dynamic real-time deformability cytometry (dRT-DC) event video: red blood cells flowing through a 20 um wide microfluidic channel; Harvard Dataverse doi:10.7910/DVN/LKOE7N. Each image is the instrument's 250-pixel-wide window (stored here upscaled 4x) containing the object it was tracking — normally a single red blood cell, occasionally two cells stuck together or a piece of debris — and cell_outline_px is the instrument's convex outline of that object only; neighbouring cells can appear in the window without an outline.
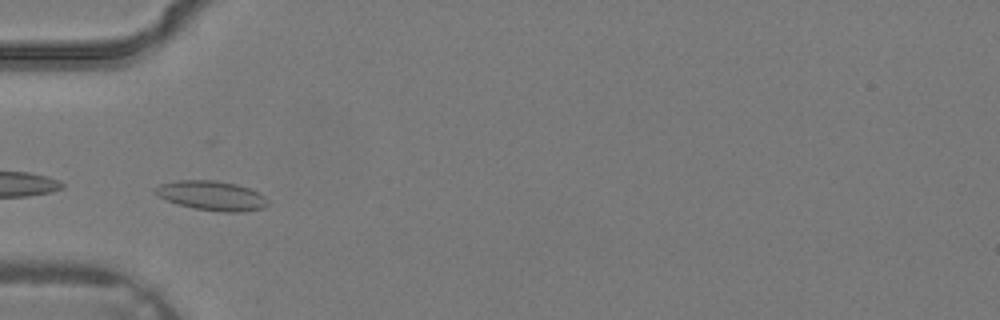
{"species": "common noctule bat (a hibernating species)", "species_latin": "Nyctalus noctula", "temperature_condition": "warm", "stored_images_in_passage": 3, "camera_frame_rate_fps": 3000, "um_per_image_px": 0.085, "animal": {"sex": "male", "body_mass_g": 19.2, "forearm_length_mm": 51.8}, "frame": {"image": 1, "passage_image": 3, "time_ms": 0.667, "image_size_px": [1000, 320], "cell_outline_px": [[268, 204], [264, 208], [244, 212], [224, 212], [196, 208], [180, 204], [168, 200], [152, 192], [152, 188], [160, 184], [180, 180], [216, 180], [236, 184], [260, 192], [268, 200]], "centroid_in_image_um": [18.02, 16.62], "position_along_channel_um": 67.0, "area_um2": 19.31}}